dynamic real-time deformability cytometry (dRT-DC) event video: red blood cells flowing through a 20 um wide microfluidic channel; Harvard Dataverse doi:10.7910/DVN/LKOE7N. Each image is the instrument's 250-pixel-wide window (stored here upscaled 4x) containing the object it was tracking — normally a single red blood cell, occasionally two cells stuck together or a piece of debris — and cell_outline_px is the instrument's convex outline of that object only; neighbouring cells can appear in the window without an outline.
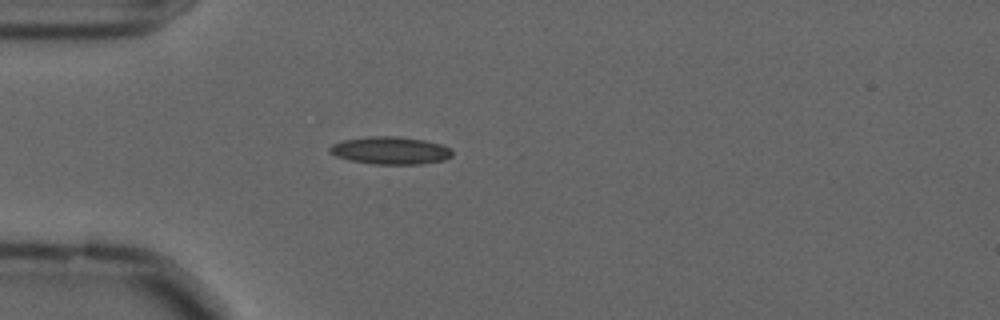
{"species": "common noctule bat (a hibernating species)", "species_latin": "Nyctalus noctula", "temperature_condition": "cold", "stored_images_in_passage": 42, "camera_frame_rate_fps": 3000, "um_per_image_px": 0.085, "animal": {"sex": "male", "forearm_length_mm": 52.5}, "frame": {"image": 1, "passage_image": 1, "time_ms": 0.0, "image_size_px": [1000, 320], "cell_outline_px": [[452, 156], [444, 160], [420, 164], [372, 164], [352, 160], [336, 156], [328, 152], [328, 148], [332, 144], [344, 140], [368, 136], [396, 136], [424, 140], [440, 144], [452, 148]], "centroid_in_image_um": [33.19, 12.79], "position_along_channel_um": 51.8, "area_um2": 19.71}}
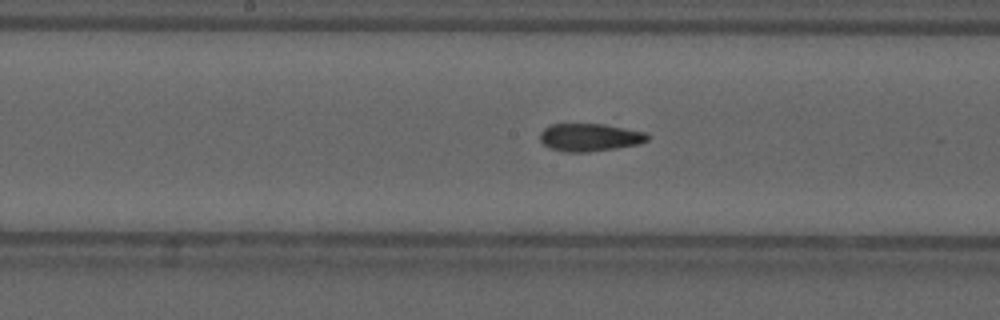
{"frame": {"image": 2, "passage_image": 14, "time_ms": 4.333, "image_size_px": [1000, 320], "cell_outline_px": [[652, 136], [648, 140], [640, 144], [616, 148], [588, 152], [564, 152], [548, 148], [540, 140], [540, 132], [544, 128], [552, 124], [604, 124], [648, 132]], "centroid_in_image_um": [50.17, 11.67], "position_along_channel_um": 198.0, "area_um2": 17.69}}
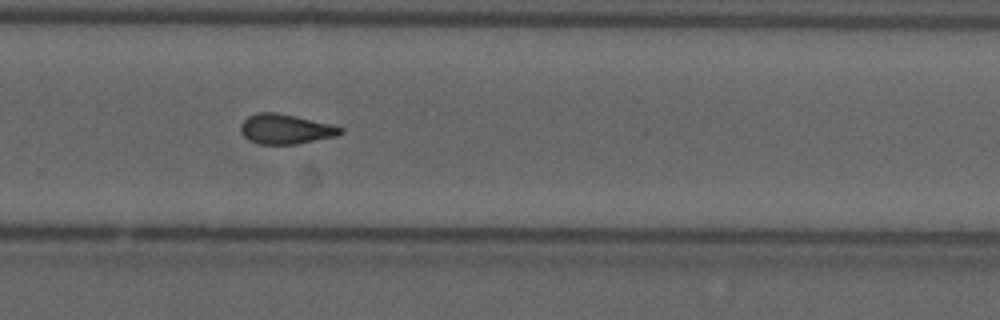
{"frame": {"image": 3, "passage_image": 23, "time_ms": 7.333, "image_size_px": [1000, 320], "cell_outline_px": [[344, 132], [336, 136], [296, 144], [256, 144], [248, 140], [240, 132], [240, 124], [248, 116], [256, 112], [276, 112], [296, 116], [344, 128]], "centroid_in_image_um": [24.23, 10.97], "position_along_channel_um": 305.6, "area_um2": 17.4}, "authors_computed_cell_mechanics": {"area_um2": 17.629, "velocity_mm_per_s": 3.5996, "shape_relaxation_time_tau1_ms": 9.8692, "shape_relaxation_time_tau2_ms": 2.4122, "deformation_change_tau1": 0.2114, "deformation_change_tau2": 0.0942}}